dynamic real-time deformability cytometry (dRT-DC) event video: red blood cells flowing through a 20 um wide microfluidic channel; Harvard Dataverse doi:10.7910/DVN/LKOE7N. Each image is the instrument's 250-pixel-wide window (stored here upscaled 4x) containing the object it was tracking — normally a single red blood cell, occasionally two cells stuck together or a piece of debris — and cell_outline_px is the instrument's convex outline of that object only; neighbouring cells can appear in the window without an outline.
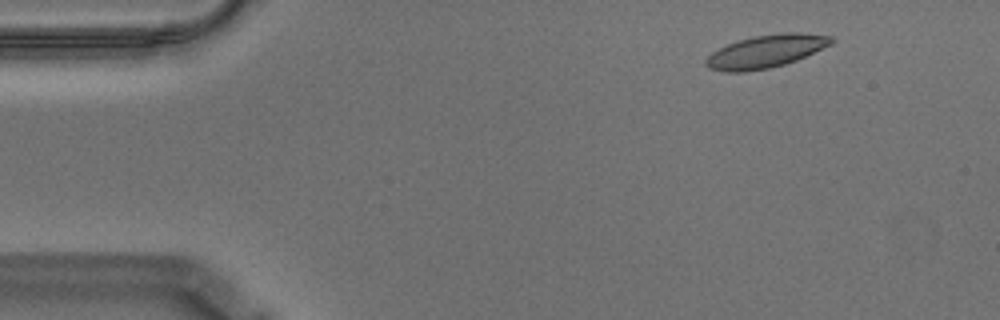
{"species": "Egyptian fruit bat (a non-hibernating species)", "species_latin": "Rousettus aegyptiacus", "temperature_condition": "warm", "stored_images_in_passage": 56, "camera_frame_rate_fps": 3000, "um_per_image_px": 0.085, "animal": {"sex": "male"}, "frame": {"image": 1, "passage_image": 5, "time_ms": 1.333, "image_size_px": [1000, 320], "cell_outline_px": [[836, 40], [832, 44], [796, 60], [784, 64], [768, 68], [744, 72], [724, 72], [708, 68], [704, 64], [704, 60], [712, 52], [728, 44], [752, 36], [780, 32], [800, 32], [832, 36]], "centroid_in_image_um": [65.1, 4.36], "position_along_channel_um": 19.9, "area_um2": 24.1}}
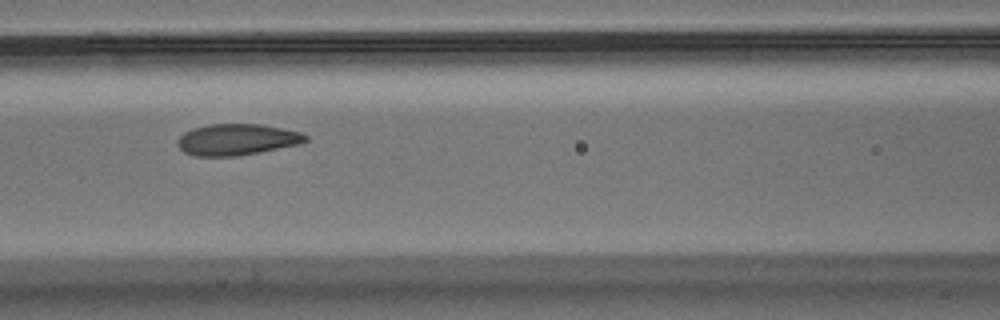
{"frame": {"image": 2, "passage_image": 23, "time_ms": 7.333, "image_size_px": [1000, 320], "cell_outline_px": [[308, 140], [300, 144], [236, 156], [192, 156], [184, 152], [180, 148], [180, 136], [184, 132], [192, 128], [208, 124], [260, 124], [300, 132], [308, 136]], "centroid_in_image_um": [20.14, 11.86], "position_along_channel_um": 146.5, "area_um2": 23.12}}
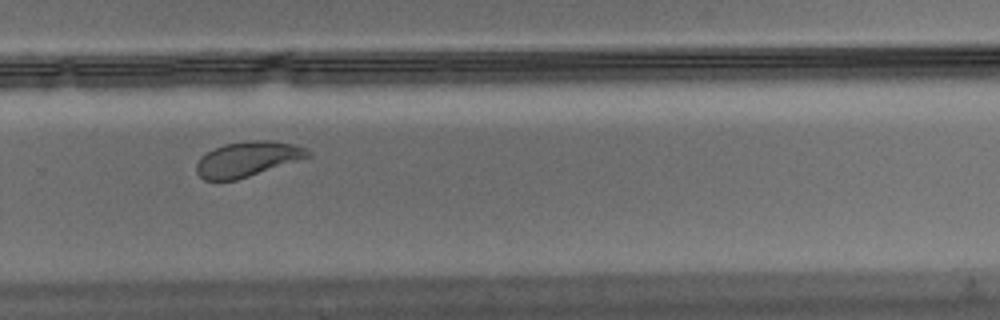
{"frame": {"image": 3, "passage_image": 37, "time_ms": 12.0, "image_size_px": [1000, 320], "cell_outline_px": [[312, 156], [236, 180], [204, 180], [196, 172], [196, 164], [200, 156], [212, 148], [224, 144], [248, 140], [272, 140], [296, 144], [312, 152]], "centroid_in_image_um": [21.03, 13.5], "position_along_channel_um": 308.8, "area_um2": 22.95}, "authors_computed_cell_mechanics": {"area_um2": 23.9581, "velocity_mm_per_s": 3.4855, "shape_relaxation_time_tau1_ms": 4.1155, "shape_relaxation_time_tau2_ms": 1.1057, "deformation_change_tau1": 0.13, "deformation_change_tau2": 0.0688}}